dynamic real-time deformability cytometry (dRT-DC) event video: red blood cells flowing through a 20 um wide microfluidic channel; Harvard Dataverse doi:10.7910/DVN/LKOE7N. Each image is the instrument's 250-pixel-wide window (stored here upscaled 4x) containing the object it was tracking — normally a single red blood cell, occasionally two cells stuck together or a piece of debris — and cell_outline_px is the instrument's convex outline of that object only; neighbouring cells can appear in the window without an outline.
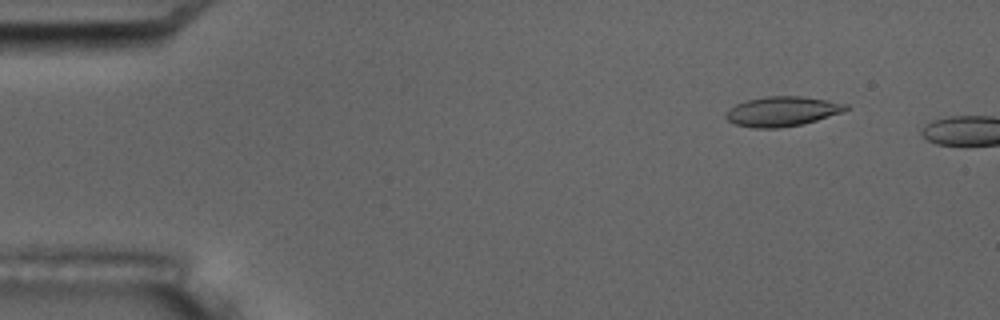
{"species": "common noctule bat (a hibernating species)", "species_latin": "Nyctalus noctula", "temperature_condition": "room temperature", "stored_images_in_passage": 3, "camera_frame_rate_fps": 3000, "um_per_image_px": 0.085, "animal": {"sex": "male", "body_mass_g": 17.5, "forearm_length_mm": 52.3}, "frame": {"image": 1, "passage_image": 2, "time_ms": 1.333, "image_size_px": [1000, 320], "cell_outline_px": [[848, 108], [844, 112], [816, 120], [800, 124], [780, 128], [756, 128], [736, 124], [728, 120], [724, 116], [736, 104], [748, 100], [768, 96], [800, 96], [848, 104]], "centroid_in_image_um": [66.5, 9.47], "position_along_channel_um": 18.5, "area_um2": 20.4}}